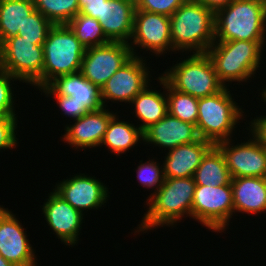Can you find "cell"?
Instances as JSON below:
<instances>
[{
	"instance_id": "obj_26",
	"label": "cell",
	"mask_w": 266,
	"mask_h": 266,
	"mask_svg": "<svg viewBox=\"0 0 266 266\" xmlns=\"http://www.w3.org/2000/svg\"><path fill=\"white\" fill-rule=\"evenodd\" d=\"M34 10L33 0H0V45L18 34Z\"/></svg>"
},
{
	"instance_id": "obj_12",
	"label": "cell",
	"mask_w": 266,
	"mask_h": 266,
	"mask_svg": "<svg viewBox=\"0 0 266 266\" xmlns=\"http://www.w3.org/2000/svg\"><path fill=\"white\" fill-rule=\"evenodd\" d=\"M132 57L130 46L124 42H109L90 47L85 50L79 72L91 83L102 88Z\"/></svg>"
},
{
	"instance_id": "obj_23",
	"label": "cell",
	"mask_w": 266,
	"mask_h": 266,
	"mask_svg": "<svg viewBox=\"0 0 266 266\" xmlns=\"http://www.w3.org/2000/svg\"><path fill=\"white\" fill-rule=\"evenodd\" d=\"M234 214L266 213V178L238 177L231 181Z\"/></svg>"
},
{
	"instance_id": "obj_31",
	"label": "cell",
	"mask_w": 266,
	"mask_h": 266,
	"mask_svg": "<svg viewBox=\"0 0 266 266\" xmlns=\"http://www.w3.org/2000/svg\"><path fill=\"white\" fill-rule=\"evenodd\" d=\"M52 26L53 24L46 17L39 11L34 10L27 16L17 35L26 38L28 41H34L36 45H43Z\"/></svg>"
},
{
	"instance_id": "obj_32",
	"label": "cell",
	"mask_w": 266,
	"mask_h": 266,
	"mask_svg": "<svg viewBox=\"0 0 266 266\" xmlns=\"http://www.w3.org/2000/svg\"><path fill=\"white\" fill-rule=\"evenodd\" d=\"M18 114L0 113V152L17 148ZM3 150V151H1Z\"/></svg>"
},
{
	"instance_id": "obj_1",
	"label": "cell",
	"mask_w": 266,
	"mask_h": 266,
	"mask_svg": "<svg viewBox=\"0 0 266 266\" xmlns=\"http://www.w3.org/2000/svg\"><path fill=\"white\" fill-rule=\"evenodd\" d=\"M195 187L194 177L165 178L159 189L146 199L147 211L134 229V235L163 226L173 228L182 218H191Z\"/></svg>"
},
{
	"instance_id": "obj_28",
	"label": "cell",
	"mask_w": 266,
	"mask_h": 266,
	"mask_svg": "<svg viewBox=\"0 0 266 266\" xmlns=\"http://www.w3.org/2000/svg\"><path fill=\"white\" fill-rule=\"evenodd\" d=\"M168 113L181 121L196 125L198 119V98L175 90L166 81Z\"/></svg>"
},
{
	"instance_id": "obj_5",
	"label": "cell",
	"mask_w": 266,
	"mask_h": 266,
	"mask_svg": "<svg viewBox=\"0 0 266 266\" xmlns=\"http://www.w3.org/2000/svg\"><path fill=\"white\" fill-rule=\"evenodd\" d=\"M230 91L229 87H224L216 94L198 99V135L214 145L232 139L235 128L241 123L239 120L247 116Z\"/></svg>"
},
{
	"instance_id": "obj_15",
	"label": "cell",
	"mask_w": 266,
	"mask_h": 266,
	"mask_svg": "<svg viewBox=\"0 0 266 266\" xmlns=\"http://www.w3.org/2000/svg\"><path fill=\"white\" fill-rule=\"evenodd\" d=\"M25 230L16 214L0 205V255L15 266H38Z\"/></svg>"
},
{
	"instance_id": "obj_18",
	"label": "cell",
	"mask_w": 266,
	"mask_h": 266,
	"mask_svg": "<svg viewBox=\"0 0 266 266\" xmlns=\"http://www.w3.org/2000/svg\"><path fill=\"white\" fill-rule=\"evenodd\" d=\"M44 95H63L73 97L78 110L88 113L104 107L101 88L87 80L80 72L54 78L39 90Z\"/></svg>"
},
{
	"instance_id": "obj_36",
	"label": "cell",
	"mask_w": 266,
	"mask_h": 266,
	"mask_svg": "<svg viewBox=\"0 0 266 266\" xmlns=\"http://www.w3.org/2000/svg\"><path fill=\"white\" fill-rule=\"evenodd\" d=\"M249 122V126L245 129L263 146L266 148V115L255 116ZM251 124V125H250Z\"/></svg>"
},
{
	"instance_id": "obj_38",
	"label": "cell",
	"mask_w": 266,
	"mask_h": 266,
	"mask_svg": "<svg viewBox=\"0 0 266 266\" xmlns=\"http://www.w3.org/2000/svg\"><path fill=\"white\" fill-rule=\"evenodd\" d=\"M214 13L219 9L231 4L234 0H197Z\"/></svg>"
},
{
	"instance_id": "obj_35",
	"label": "cell",
	"mask_w": 266,
	"mask_h": 266,
	"mask_svg": "<svg viewBox=\"0 0 266 266\" xmlns=\"http://www.w3.org/2000/svg\"><path fill=\"white\" fill-rule=\"evenodd\" d=\"M45 97L54 98L61 113L65 117L72 118L73 121L88 113L86 110H78V104L73 97L63 95H46Z\"/></svg>"
},
{
	"instance_id": "obj_29",
	"label": "cell",
	"mask_w": 266,
	"mask_h": 266,
	"mask_svg": "<svg viewBox=\"0 0 266 266\" xmlns=\"http://www.w3.org/2000/svg\"><path fill=\"white\" fill-rule=\"evenodd\" d=\"M39 11L53 25L68 24L79 12L78 0H33Z\"/></svg>"
},
{
	"instance_id": "obj_8",
	"label": "cell",
	"mask_w": 266,
	"mask_h": 266,
	"mask_svg": "<svg viewBox=\"0 0 266 266\" xmlns=\"http://www.w3.org/2000/svg\"><path fill=\"white\" fill-rule=\"evenodd\" d=\"M43 45H36L19 35L0 45V70L19 79V83L43 88Z\"/></svg>"
},
{
	"instance_id": "obj_17",
	"label": "cell",
	"mask_w": 266,
	"mask_h": 266,
	"mask_svg": "<svg viewBox=\"0 0 266 266\" xmlns=\"http://www.w3.org/2000/svg\"><path fill=\"white\" fill-rule=\"evenodd\" d=\"M116 113L120 112L114 113L107 107L86 113L74 120V123L65 125V133L60 137L61 141L68 143L70 147L77 149V151L100 147L110 119Z\"/></svg>"
},
{
	"instance_id": "obj_9",
	"label": "cell",
	"mask_w": 266,
	"mask_h": 266,
	"mask_svg": "<svg viewBox=\"0 0 266 266\" xmlns=\"http://www.w3.org/2000/svg\"><path fill=\"white\" fill-rule=\"evenodd\" d=\"M234 215L231 184L220 186L196 185L191 219L201 223L211 232L222 233L230 226Z\"/></svg>"
},
{
	"instance_id": "obj_40",
	"label": "cell",
	"mask_w": 266,
	"mask_h": 266,
	"mask_svg": "<svg viewBox=\"0 0 266 266\" xmlns=\"http://www.w3.org/2000/svg\"><path fill=\"white\" fill-rule=\"evenodd\" d=\"M0 266H15V265H13L10 261L4 259V258L0 255Z\"/></svg>"
},
{
	"instance_id": "obj_21",
	"label": "cell",
	"mask_w": 266,
	"mask_h": 266,
	"mask_svg": "<svg viewBox=\"0 0 266 266\" xmlns=\"http://www.w3.org/2000/svg\"><path fill=\"white\" fill-rule=\"evenodd\" d=\"M214 144L205 139L168 150L163 160L165 178L193 177L206 152Z\"/></svg>"
},
{
	"instance_id": "obj_4",
	"label": "cell",
	"mask_w": 266,
	"mask_h": 266,
	"mask_svg": "<svg viewBox=\"0 0 266 266\" xmlns=\"http://www.w3.org/2000/svg\"><path fill=\"white\" fill-rule=\"evenodd\" d=\"M215 42H266V2L234 0L215 12Z\"/></svg>"
},
{
	"instance_id": "obj_37",
	"label": "cell",
	"mask_w": 266,
	"mask_h": 266,
	"mask_svg": "<svg viewBox=\"0 0 266 266\" xmlns=\"http://www.w3.org/2000/svg\"><path fill=\"white\" fill-rule=\"evenodd\" d=\"M106 0H78V5L80 12L79 14H84L89 17H93L94 19L99 21L100 16V8Z\"/></svg>"
},
{
	"instance_id": "obj_25",
	"label": "cell",
	"mask_w": 266,
	"mask_h": 266,
	"mask_svg": "<svg viewBox=\"0 0 266 266\" xmlns=\"http://www.w3.org/2000/svg\"><path fill=\"white\" fill-rule=\"evenodd\" d=\"M193 177L196 185L216 187L231 184L232 176L223 154L216 145L206 152Z\"/></svg>"
},
{
	"instance_id": "obj_27",
	"label": "cell",
	"mask_w": 266,
	"mask_h": 266,
	"mask_svg": "<svg viewBox=\"0 0 266 266\" xmlns=\"http://www.w3.org/2000/svg\"><path fill=\"white\" fill-rule=\"evenodd\" d=\"M67 25L86 49L111 42L105 36L100 22L93 17L78 13Z\"/></svg>"
},
{
	"instance_id": "obj_16",
	"label": "cell",
	"mask_w": 266,
	"mask_h": 266,
	"mask_svg": "<svg viewBox=\"0 0 266 266\" xmlns=\"http://www.w3.org/2000/svg\"><path fill=\"white\" fill-rule=\"evenodd\" d=\"M50 193V194H49ZM40 206L44 219L56 237L66 246H77L84 216L54 190Z\"/></svg>"
},
{
	"instance_id": "obj_24",
	"label": "cell",
	"mask_w": 266,
	"mask_h": 266,
	"mask_svg": "<svg viewBox=\"0 0 266 266\" xmlns=\"http://www.w3.org/2000/svg\"><path fill=\"white\" fill-rule=\"evenodd\" d=\"M119 118L121 117L116 113L110 119L100 145V148L102 146L108 148V153L110 151L111 154H116V157L120 154L129 153V150L143 142V131L134 123H130L129 120L124 121V119Z\"/></svg>"
},
{
	"instance_id": "obj_39",
	"label": "cell",
	"mask_w": 266,
	"mask_h": 266,
	"mask_svg": "<svg viewBox=\"0 0 266 266\" xmlns=\"http://www.w3.org/2000/svg\"><path fill=\"white\" fill-rule=\"evenodd\" d=\"M264 87V85L261 87L262 89L260 90L259 89V91H261V93H259L261 96V98H260V100H261V102H262V100H263V102H264V105H266V87L265 88H263Z\"/></svg>"
},
{
	"instance_id": "obj_19",
	"label": "cell",
	"mask_w": 266,
	"mask_h": 266,
	"mask_svg": "<svg viewBox=\"0 0 266 266\" xmlns=\"http://www.w3.org/2000/svg\"><path fill=\"white\" fill-rule=\"evenodd\" d=\"M200 139L196 125L181 121L169 113L143 131V144L170 150ZM152 144V145H151Z\"/></svg>"
},
{
	"instance_id": "obj_22",
	"label": "cell",
	"mask_w": 266,
	"mask_h": 266,
	"mask_svg": "<svg viewBox=\"0 0 266 266\" xmlns=\"http://www.w3.org/2000/svg\"><path fill=\"white\" fill-rule=\"evenodd\" d=\"M156 79L158 81L157 83L162 86L163 92L157 91L156 87L154 90V87H152L153 85L149 84L138 93L129 104L133 106H131V110H134L132 113H135V118H138L136 121H140L137 122V124H141L137 126L142 131L147 129L150 125L157 123L168 114L166 80L161 75L156 77Z\"/></svg>"
},
{
	"instance_id": "obj_11",
	"label": "cell",
	"mask_w": 266,
	"mask_h": 266,
	"mask_svg": "<svg viewBox=\"0 0 266 266\" xmlns=\"http://www.w3.org/2000/svg\"><path fill=\"white\" fill-rule=\"evenodd\" d=\"M146 58L133 56L106 81L101 88L104 107H108V102L130 104L138 93L151 84L152 69Z\"/></svg>"
},
{
	"instance_id": "obj_13",
	"label": "cell",
	"mask_w": 266,
	"mask_h": 266,
	"mask_svg": "<svg viewBox=\"0 0 266 266\" xmlns=\"http://www.w3.org/2000/svg\"><path fill=\"white\" fill-rule=\"evenodd\" d=\"M247 134L250 139L237 142L236 145L233 139L224 140L215 145L223 154L232 178H266V148L249 132Z\"/></svg>"
},
{
	"instance_id": "obj_30",
	"label": "cell",
	"mask_w": 266,
	"mask_h": 266,
	"mask_svg": "<svg viewBox=\"0 0 266 266\" xmlns=\"http://www.w3.org/2000/svg\"><path fill=\"white\" fill-rule=\"evenodd\" d=\"M139 162V165L136 167V177L144 189H152V193L146 197L149 198L159 189L165 180L163 165L154 159V157L153 159L149 157L148 161L143 162L140 160Z\"/></svg>"
},
{
	"instance_id": "obj_34",
	"label": "cell",
	"mask_w": 266,
	"mask_h": 266,
	"mask_svg": "<svg viewBox=\"0 0 266 266\" xmlns=\"http://www.w3.org/2000/svg\"><path fill=\"white\" fill-rule=\"evenodd\" d=\"M186 0H135L136 9L171 16Z\"/></svg>"
},
{
	"instance_id": "obj_6",
	"label": "cell",
	"mask_w": 266,
	"mask_h": 266,
	"mask_svg": "<svg viewBox=\"0 0 266 266\" xmlns=\"http://www.w3.org/2000/svg\"><path fill=\"white\" fill-rule=\"evenodd\" d=\"M178 61L161 74L175 89L195 98L216 94L225 86L218 79L211 59L207 53H192L186 58L182 53Z\"/></svg>"
},
{
	"instance_id": "obj_33",
	"label": "cell",
	"mask_w": 266,
	"mask_h": 266,
	"mask_svg": "<svg viewBox=\"0 0 266 266\" xmlns=\"http://www.w3.org/2000/svg\"><path fill=\"white\" fill-rule=\"evenodd\" d=\"M16 77L10 73L0 70V113L4 114H16L15 105L17 104L14 98V86L17 85L14 81H18ZM13 82V83H12Z\"/></svg>"
},
{
	"instance_id": "obj_20",
	"label": "cell",
	"mask_w": 266,
	"mask_h": 266,
	"mask_svg": "<svg viewBox=\"0 0 266 266\" xmlns=\"http://www.w3.org/2000/svg\"><path fill=\"white\" fill-rule=\"evenodd\" d=\"M135 0H106L100 8L99 22L111 42L129 43L133 34Z\"/></svg>"
},
{
	"instance_id": "obj_7",
	"label": "cell",
	"mask_w": 266,
	"mask_h": 266,
	"mask_svg": "<svg viewBox=\"0 0 266 266\" xmlns=\"http://www.w3.org/2000/svg\"><path fill=\"white\" fill-rule=\"evenodd\" d=\"M85 50L67 24L53 25L43 43V87L58 76L79 72Z\"/></svg>"
},
{
	"instance_id": "obj_10",
	"label": "cell",
	"mask_w": 266,
	"mask_h": 266,
	"mask_svg": "<svg viewBox=\"0 0 266 266\" xmlns=\"http://www.w3.org/2000/svg\"><path fill=\"white\" fill-rule=\"evenodd\" d=\"M133 56L144 58L138 54L140 51H149L154 56H163L165 53L175 52L171 41L170 17L163 14L152 13L143 10H135L133 22V34L130 42ZM138 47V48H137ZM171 51V52H170Z\"/></svg>"
},
{
	"instance_id": "obj_3",
	"label": "cell",
	"mask_w": 266,
	"mask_h": 266,
	"mask_svg": "<svg viewBox=\"0 0 266 266\" xmlns=\"http://www.w3.org/2000/svg\"><path fill=\"white\" fill-rule=\"evenodd\" d=\"M266 42L232 40L214 42L206 51L212 61L218 79L225 86L229 83H248L261 69ZM263 57V58H262ZM260 68V69H259ZM249 79V80H248ZM227 82V83H226Z\"/></svg>"
},
{
	"instance_id": "obj_2",
	"label": "cell",
	"mask_w": 266,
	"mask_h": 266,
	"mask_svg": "<svg viewBox=\"0 0 266 266\" xmlns=\"http://www.w3.org/2000/svg\"><path fill=\"white\" fill-rule=\"evenodd\" d=\"M214 21L215 13L212 10L197 0H186L170 16L171 41L175 53H206L215 42Z\"/></svg>"
},
{
	"instance_id": "obj_14",
	"label": "cell",
	"mask_w": 266,
	"mask_h": 266,
	"mask_svg": "<svg viewBox=\"0 0 266 266\" xmlns=\"http://www.w3.org/2000/svg\"><path fill=\"white\" fill-rule=\"evenodd\" d=\"M86 173L74 174L70 178L57 181L53 190L73 208L85 215L84 211L99 210L106 206L109 188L99 178ZM89 175V176H88ZM103 205V206H102Z\"/></svg>"
}]
</instances>
